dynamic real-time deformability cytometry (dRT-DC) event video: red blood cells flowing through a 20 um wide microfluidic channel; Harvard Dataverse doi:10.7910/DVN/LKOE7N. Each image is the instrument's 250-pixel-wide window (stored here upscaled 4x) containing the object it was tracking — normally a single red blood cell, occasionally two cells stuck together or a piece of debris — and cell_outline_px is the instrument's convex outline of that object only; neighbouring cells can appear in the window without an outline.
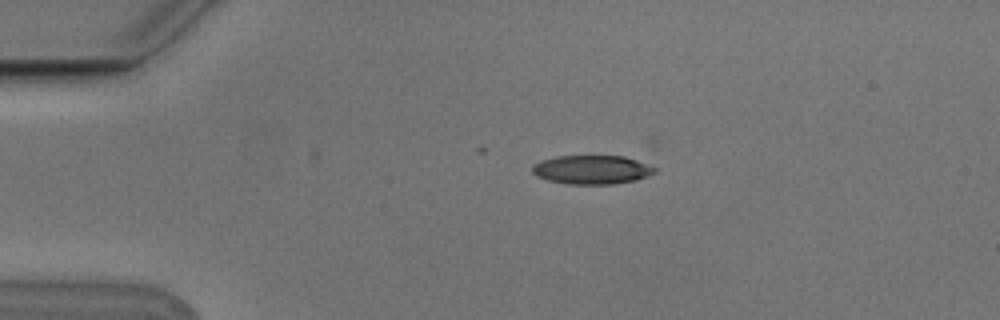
{"species": "Egyptian fruit bat (a non-hibernating species)", "species_latin": "Rousettus aegyptiacus", "temperature_condition": "cold", "stored_images_in_passage": 4, "camera_frame_rate_fps": 3000, "um_per_image_px": 0.085, "animal": {"sex": "male"}, "frame": {"image": 1, "passage_image": 1, "time_ms": 0.0, "image_size_px": [1000, 320], "cell_outline_px": [[656, 172], [648, 176], [636, 180], [612, 184], [568, 184], [548, 180], [536, 176], [532, 172], [532, 164], [540, 160], [556, 156], [624, 156], [636, 160], [656, 168]], "centroid_in_image_um": [50.28, 14.42], "position_along_channel_um": 34.7, "area_um2": 20.63}}
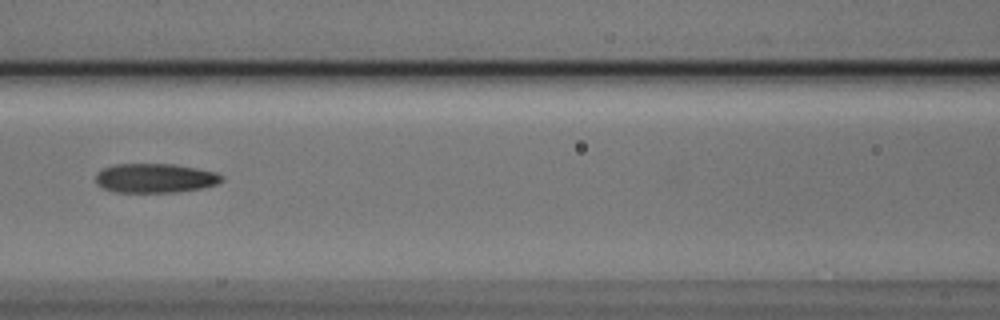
{"frame": {"image": 2, "passage_image": 4, "time_ms": 1.0, "image_size_px": [1000, 320], "cell_outline_px": [[224, 180], [216, 184], [204, 188], [180, 192], [116, 192], [104, 188], [96, 184], [96, 172], [104, 168], [116, 164], [176, 164], [216, 172], [224, 176]], "centroid_in_image_um": [13.22, 15.14], "position_along_channel_um": 153.4, "area_um2": 21.68}}